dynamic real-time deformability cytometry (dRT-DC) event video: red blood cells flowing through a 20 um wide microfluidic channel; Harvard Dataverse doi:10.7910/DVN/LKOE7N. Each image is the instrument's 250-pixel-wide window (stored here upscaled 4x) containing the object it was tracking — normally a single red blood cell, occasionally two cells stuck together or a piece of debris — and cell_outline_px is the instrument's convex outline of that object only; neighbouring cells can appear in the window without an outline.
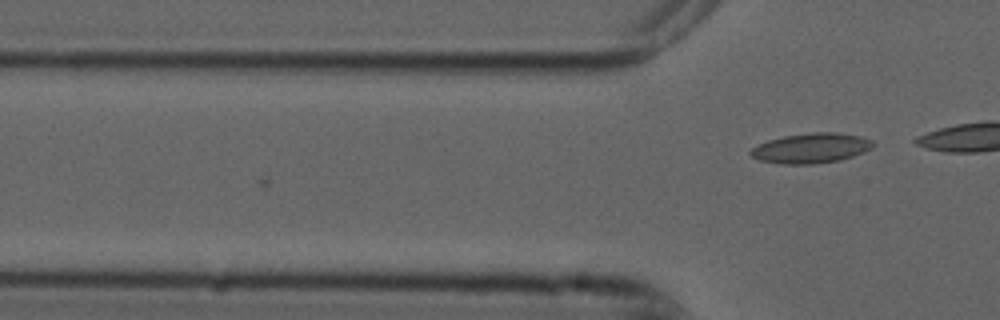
{"species": "common noctule bat (a hibernating species)", "species_latin": "Nyctalus noctula", "temperature_condition": "cold", "stored_images_in_passage": 6, "camera_frame_rate_fps": 3000, "um_per_image_px": 0.085, "animal": {"sex": "male", "forearm_length_mm": 52.5}, "frame": {"image": 1, "passage_image": 6, "time_ms": 1.667, "image_size_px": [1000, 320], "cell_outline_px": [[872, 148], [864, 152], [840, 160], [812, 164], [780, 164], [760, 160], [752, 156], [748, 152], [752, 148], [768, 140], [784, 136], [812, 132], [832, 132], [860, 136], [872, 140]], "centroid_in_image_um": [68.93, 12.59], "position_along_channel_um": 56.9, "area_um2": 21.21}}